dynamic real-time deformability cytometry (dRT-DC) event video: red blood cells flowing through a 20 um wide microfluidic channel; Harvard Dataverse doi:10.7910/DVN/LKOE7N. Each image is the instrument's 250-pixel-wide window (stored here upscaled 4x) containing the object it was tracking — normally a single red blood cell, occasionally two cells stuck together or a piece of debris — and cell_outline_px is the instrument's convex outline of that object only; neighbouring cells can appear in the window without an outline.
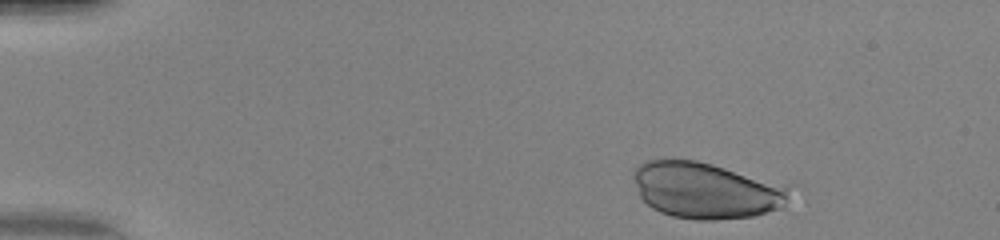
{"species": "human", "species_latin": "Homo sapiens", "temperature_condition": "warm", "stored_images_in_passage": 10, "camera_frame_rate_fps": 3000, "um_per_image_px": 0.085, "donor": {"sex": "female"}, "frame": {"image": 1, "passage_image": 2, "time_ms": 0.333, "image_size_px": [1000, 240], "cell_outline_px": [[796, 184], [792, 200], [780, 208], [756, 216], [716, 220], [696, 220], [672, 216], [660, 212], [652, 208], [640, 196], [632, 176], [632, 172], [644, 160], [696, 160]], "centroid_in_image_um": [60.19, 16.17], "position_along_channel_um": 24.8, "area_um2": 52.77}}